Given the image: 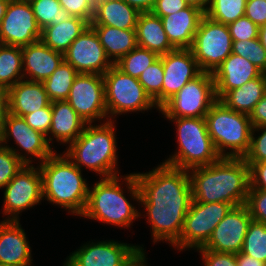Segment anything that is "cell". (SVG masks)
Segmentation results:
<instances>
[{
    "mask_svg": "<svg viewBox=\"0 0 266 266\" xmlns=\"http://www.w3.org/2000/svg\"><path fill=\"white\" fill-rule=\"evenodd\" d=\"M135 176L140 189L139 208L143 210L139 216L145 217L151 227L152 244L167 242L172 247L180 238L192 201L189 172L160 162L151 171L135 172Z\"/></svg>",
    "mask_w": 266,
    "mask_h": 266,
    "instance_id": "cell-1",
    "label": "cell"
},
{
    "mask_svg": "<svg viewBox=\"0 0 266 266\" xmlns=\"http://www.w3.org/2000/svg\"><path fill=\"white\" fill-rule=\"evenodd\" d=\"M93 183L89 186L87 205L80 218L98 221L116 228L131 229L133 222L140 218L141 210L137 208L140 204V189L135 172L99 178ZM125 193L129 197L128 195L126 197Z\"/></svg>",
    "mask_w": 266,
    "mask_h": 266,
    "instance_id": "cell-2",
    "label": "cell"
},
{
    "mask_svg": "<svg viewBox=\"0 0 266 266\" xmlns=\"http://www.w3.org/2000/svg\"><path fill=\"white\" fill-rule=\"evenodd\" d=\"M192 200L244 205L250 188V167L243 157H220L215 163L188 171Z\"/></svg>",
    "mask_w": 266,
    "mask_h": 266,
    "instance_id": "cell-3",
    "label": "cell"
},
{
    "mask_svg": "<svg viewBox=\"0 0 266 266\" xmlns=\"http://www.w3.org/2000/svg\"><path fill=\"white\" fill-rule=\"evenodd\" d=\"M38 166L42 176L43 201L80 217L87 205L90 185L82 170L63 152L57 151Z\"/></svg>",
    "mask_w": 266,
    "mask_h": 266,
    "instance_id": "cell-4",
    "label": "cell"
},
{
    "mask_svg": "<svg viewBox=\"0 0 266 266\" xmlns=\"http://www.w3.org/2000/svg\"><path fill=\"white\" fill-rule=\"evenodd\" d=\"M115 123L109 120L86 124L82 134L65 148L63 154L80 170L87 169L100 178L120 175Z\"/></svg>",
    "mask_w": 266,
    "mask_h": 266,
    "instance_id": "cell-5",
    "label": "cell"
},
{
    "mask_svg": "<svg viewBox=\"0 0 266 266\" xmlns=\"http://www.w3.org/2000/svg\"><path fill=\"white\" fill-rule=\"evenodd\" d=\"M164 119L175 124L178 147L162 163L189 171L215 163L221 157L208 133L205 117H164Z\"/></svg>",
    "mask_w": 266,
    "mask_h": 266,
    "instance_id": "cell-6",
    "label": "cell"
},
{
    "mask_svg": "<svg viewBox=\"0 0 266 266\" xmlns=\"http://www.w3.org/2000/svg\"><path fill=\"white\" fill-rule=\"evenodd\" d=\"M208 133L221 157H244L250 147V116L227 108L217 100L206 116Z\"/></svg>",
    "mask_w": 266,
    "mask_h": 266,
    "instance_id": "cell-7",
    "label": "cell"
},
{
    "mask_svg": "<svg viewBox=\"0 0 266 266\" xmlns=\"http://www.w3.org/2000/svg\"><path fill=\"white\" fill-rule=\"evenodd\" d=\"M105 103L110 121H117L119 115L144 113L159 108L147 94L139 80L125 74L113 64L103 75Z\"/></svg>",
    "mask_w": 266,
    "mask_h": 266,
    "instance_id": "cell-8",
    "label": "cell"
},
{
    "mask_svg": "<svg viewBox=\"0 0 266 266\" xmlns=\"http://www.w3.org/2000/svg\"><path fill=\"white\" fill-rule=\"evenodd\" d=\"M233 207L230 203H204L192 200L180 238L171 248L180 252L202 248L218 223Z\"/></svg>",
    "mask_w": 266,
    "mask_h": 266,
    "instance_id": "cell-9",
    "label": "cell"
},
{
    "mask_svg": "<svg viewBox=\"0 0 266 266\" xmlns=\"http://www.w3.org/2000/svg\"><path fill=\"white\" fill-rule=\"evenodd\" d=\"M217 101L212 73L201 72L160 108L162 117H205Z\"/></svg>",
    "mask_w": 266,
    "mask_h": 266,
    "instance_id": "cell-10",
    "label": "cell"
},
{
    "mask_svg": "<svg viewBox=\"0 0 266 266\" xmlns=\"http://www.w3.org/2000/svg\"><path fill=\"white\" fill-rule=\"evenodd\" d=\"M36 165L25 164L2 189V220L20 221L22 212L42 204V176Z\"/></svg>",
    "mask_w": 266,
    "mask_h": 266,
    "instance_id": "cell-11",
    "label": "cell"
},
{
    "mask_svg": "<svg viewBox=\"0 0 266 266\" xmlns=\"http://www.w3.org/2000/svg\"><path fill=\"white\" fill-rule=\"evenodd\" d=\"M10 140L14 141V145ZM0 145L12 150L24 164H40L56 151L45 135L33 130L23 117L9 112L4 121Z\"/></svg>",
    "mask_w": 266,
    "mask_h": 266,
    "instance_id": "cell-12",
    "label": "cell"
},
{
    "mask_svg": "<svg viewBox=\"0 0 266 266\" xmlns=\"http://www.w3.org/2000/svg\"><path fill=\"white\" fill-rule=\"evenodd\" d=\"M228 26L204 15L190 47L201 71L213 73L232 53Z\"/></svg>",
    "mask_w": 266,
    "mask_h": 266,
    "instance_id": "cell-13",
    "label": "cell"
},
{
    "mask_svg": "<svg viewBox=\"0 0 266 266\" xmlns=\"http://www.w3.org/2000/svg\"><path fill=\"white\" fill-rule=\"evenodd\" d=\"M144 246L118 240H91L67 255L63 266H127Z\"/></svg>",
    "mask_w": 266,
    "mask_h": 266,
    "instance_id": "cell-14",
    "label": "cell"
},
{
    "mask_svg": "<svg viewBox=\"0 0 266 266\" xmlns=\"http://www.w3.org/2000/svg\"><path fill=\"white\" fill-rule=\"evenodd\" d=\"M66 101L87 124L109 121L103 75L78 73Z\"/></svg>",
    "mask_w": 266,
    "mask_h": 266,
    "instance_id": "cell-15",
    "label": "cell"
},
{
    "mask_svg": "<svg viewBox=\"0 0 266 266\" xmlns=\"http://www.w3.org/2000/svg\"><path fill=\"white\" fill-rule=\"evenodd\" d=\"M39 27L28 0H10L0 24V43L23 47L41 39Z\"/></svg>",
    "mask_w": 266,
    "mask_h": 266,
    "instance_id": "cell-16",
    "label": "cell"
},
{
    "mask_svg": "<svg viewBox=\"0 0 266 266\" xmlns=\"http://www.w3.org/2000/svg\"><path fill=\"white\" fill-rule=\"evenodd\" d=\"M64 60L78 73L100 74L113 65L93 27L89 25L64 53Z\"/></svg>",
    "mask_w": 266,
    "mask_h": 266,
    "instance_id": "cell-17",
    "label": "cell"
},
{
    "mask_svg": "<svg viewBox=\"0 0 266 266\" xmlns=\"http://www.w3.org/2000/svg\"><path fill=\"white\" fill-rule=\"evenodd\" d=\"M251 220L245 204L233 207L218 223L207 243L199 249L234 254L241 252Z\"/></svg>",
    "mask_w": 266,
    "mask_h": 266,
    "instance_id": "cell-18",
    "label": "cell"
},
{
    "mask_svg": "<svg viewBox=\"0 0 266 266\" xmlns=\"http://www.w3.org/2000/svg\"><path fill=\"white\" fill-rule=\"evenodd\" d=\"M164 79L162 85V105L175 95L188 81L202 71L190 49H175L161 55Z\"/></svg>",
    "mask_w": 266,
    "mask_h": 266,
    "instance_id": "cell-19",
    "label": "cell"
},
{
    "mask_svg": "<svg viewBox=\"0 0 266 266\" xmlns=\"http://www.w3.org/2000/svg\"><path fill=\"white\" fill-rule=\"evenodd\" d=\"M262 73L249 59L231 53L212 73L217 100Z\"/></svg>",
    "mask_w": 266,
    "mask_h": 266,
    "instance_id": "cell-20",
    "label": "cell"
},
{
    "mask_svg": "<svg viewBox=\"0 0 266 266\" xmlns=\"http://www.w3.org/2000/svg\"><path fill=\"white\" fill-rule=\"evenodd\" d=\"M20 221H0V263L33 266L32 248Z\"/></svg>",
    "mask_w": 266,
    "mask_h": 266,
    "instance_id": "cell-21",
    "label": "cell"
},
{
    "mask_svg": "<svg viewBox=\"0 0 266 266\" xmlns=\"http://www.w3.org/2000/svg\"><path fill=\"white\" fill-rule=\"evenodd\" d=\"M51 111V127L46 139L54 150V142L67 147L82 134L87 123L66 100L51 102Z\"/></svg>",
    "mask_w": 266,
    "mask_h": 266,
    "instance_id": "cell-22",
    "label": "cell"
},
{
    "mask_svg": "<svg viewBox=\"0 0 266 266\" xmlns=\"http://www.w3.org/2000/svg\"><path fill=\"white\" fill-rule=\"evenodd\" d=\"M64 54L54 51L41 40L22 47L25 80L43 82L62 63Z\"/></svg>",
    "mask_w": 266,
    "mask_h": 266,
    "instance_id": "cell-23",
    "label": "cell"
},
{
    "mask_svg": "<svg viewBox=\"0 0 266 266\" xmlns=\"http://www.w3.org/2000/svg\"><path fill=\"white\" fill-rule=\"evenodd\" d=\"M205 13L194 6L160 17L165 33L175 49H190Z\"/></svg>",
    "mask_w": 266,
    "mask_h": 266,
    "instance_id": "cell-24",
    "label": "cell"
},
{
    "mask_svg": "<svg viewBox=\"0 0 266 266\" xmlns=\"http://www.w3.org/2000/svg\"><path fill=\"white\" fill-rule=\"evenodd\" d=\"M9 113L24 117L51 104L42 82L22 79L8 89Z\"/></svg>",
    "mask_w": 266,
    "mask_h": 266,
    "instance_id": "cell-25",
    "label": "cell"
},
{
    "mask_svg": "<svg viewBox=\"0 0 266 266\" xmlns=\"http://www.w3.org/2000/svg\"><path fill=\"white\" fill-rule=\"evenodd\" d=\"M135 30L139 47L155 52L159 56L175 50L167 38L160 17L151 12L139 14Z\"/></svg>",
    "mask_w": 266,
    "mask_h": 266,
    "instance_id": "cell-26",
    "label": "cell"
},
{
    "mask_svg": "<svg viewBox=\"0 0 266 266\" xmlns=\"http://www.w3.org/2000/svg\"><path fill=\"white\" fill-rule=\"evenodd\" d=\"M91 26L113 64L138 46L135 29H119L108 25Z\"/></svg>",
    "mask_w": 266,
    "mask_h": 266,
    "instance_id": "cell-27",
    "label": "cell"
},
{
    "mask_svg": "<svg viewBox=\"0 0 266 266\" xmlns=\"http://www.w3.org/2000/svg\"><path fill=\"white\" fill-rule=\"evenodd\" d=\"M266 94V77L262 73L241 87L228 91L219 101L233 111L250 115Z\"/></svg>",
    "mask_w": 266,
    "mask_h": 266,
    "instance_id": "cell-28",
    "label": "cell"
},
{
    "mask_svg": "<svg viewBox=\"0 0 266 266\" xmlns=\"http://www.w3.org/2000/svg\"><path fill=\"white\" fill-rule=\"evenodd\" d=\"M90 25L87 20L72 16L59 24H50L42 29L41 41L54 51L64 54L72 42Z\"/></svg>",
    "mask_w": 266,
    "mask_h": 266,
    "instance_id": "cell-29",
    "label": "cell"
},
{
    "mask_svg": "<svg viewBox=\"0 0 266 266\" xmlns=\"http://www.w3.org/2000/svg\"><path fill=\"white\" fill-rule=\"evenodd\" d=\"M140 12L124 0H108L92 18L90 25H108L119 29H136Z\"/></svg>",
    "mask_w": 266,
    "mask_h": 266,
    "instance_id": "cell-30",
    "label": "cell"
},
{
    "mask_svg": "<svg viewBox=\"0 0 266 266\" xmlns=\"http://www.w3.org/2000/svg\"><path fill=\"white\" fill-rule=\"evenodd\" d=\"M22 79V47L0 43V86L9 89Z\"/></svg>",
    "mask_w": 266,
    "mask_h": 266,
    "instance_id": "cell-31",
    "label": "cell"
},
{
    "mask_svg": "<svg viewBox=\"0 0 266 266\" xmlns=\"http://www.w3.org/2000/svg\"><path fill=\"white\" fill-rule=\"evenodd\" d=\"M78 72L65 60L42 83L51 102L67 100Z\"/></svg>",
    "mask_w": 266,
    "mask_h": 266,
    "instance_id": "cell-32",
    "label": "cell"
},
{
    "mask_svg": "<svg viewBox=\"0 0 266 266\" xmlns=\"http://www.w3.org/2000/svg\"><path fill=\"white\" fill-rule=\"evenodd\" d=\"M247 0H209L205 15L211 20L228 25L244 16Z\"/></svg>",
    "mask_w": 266,
    "mask_h": 266,
    "instance_id": "cell-33",
    "label": "cell"
},
{
    "mask_svg": "<svg viewBox=\"0 0 266 266\" xmlns=\"http://www.w3.org/2000/svg\"><path fill=\"white\" fill-rule=\"evenodd\" d=\"M32 6L35 20L44 29L50 24H59L72 16L61 7L59 0H28Z\"/></svg>",
    "mask_w": 266,
    "mask_h": 266,
    "instance_id": "cell-34",
    "label": "cell"
},
{
    "mask_svg": "<svg viewBox=\"0 0 266 266\" xmlns=\"http://www.w3.org/2000/svg\"><path fill=\"white\" fill-rule=\"evenodd\" d=\"M159 58L160 56L155 52L137 46L117 61L115 65L125 74L138 79L141 73Z\"/></svg>",
    "mask_w": 266,
    "mask_h": 266,
    "instance_id": "cell-35",
    "label": "cell"
},
{
    "mask_svg": "<svg viewBox=\"0 0 266 266\" xmlns=\"http://www.w3.org/2000/svg\"><path fill=\"white\" fill-rule=\"evenodd\" d=\"M241 252L266 263V224L251 220Z\"/></svg>",
    "mask_w": 266,
    "mask_h": 266,
    "instance_id": "cell-36",
    "label": "cell"
},
{
    "mask_svg": "<svg viewBox=\"0 0 266 266\" xmlns=\"http://www.w3.org/2000/svg\"><path fill=\"white\" fill-rule=\"evenodd\" d=\"M163 76V63L162 59L159 58L152 65L148 66L138 78L139 82L158 108L162 106Z\"/></svg>",
    "mask_w": 266,
    "mask_h": 266,
    "instance_id": "cell-37",
    "label": "cell"
},
{
    "mask_svg": "<svg viewBox=\"0 0 266 266\" xmlns=\"http://www.w3.org/2000/svg\"><path fill=\"white\" fill-rule=\"evenodd\" d=\"M232 53L249 59L252 64L266 73V49L260 43L259 38L233 41Z\"/></svg>",
    "mask_w": 266,
    "mask_h": 266,
    "instance_id": "cell-38",
    "label": "cell"
},
{
    "mask_svg": "<svg viewBox=\"0 0 266 266\" xmlns=\"http://www.w3.org/2000/svg\"><path fill=\"white\" fill-rule=\"evenodd\" d=\"M25 164L12 150L0 145V189L2 190Z\"/></svg>",
    "mask_w": 266,
    "mask_h": 266,
    "instance_id": "cell-39",
    "label": "cell"
},
{
    "mask_svg": "<svg viewBox=\"0 0 266 266\" xmlns=\"http://www.w3.org/2000/svg\"><path fill=\"white\" fill-rule=\"evenodd\" d=\"M243 159L246 163L266 162V125L252 128L250 147Z\"/></svg>",
    "mask_w": 266,
    "mask_h": 266,
    "instance_id": "cell-40",
    "label": "cell"
},
{
    "mask_svg": "<svg viewBox=\"0 0 266 266\" xmlns=\"http://www.w3.org/2000/svg\"><path fill=\"white\" fill-rule=\"evenodd\" d=\"M245 205L252 220L266 224V190L249 189Z\"/></svg>",
    "mask_w": 266,
    "mask_h": 266,
    "instance_id": "cell-41",
    "label": "cell"
},
{
    "mask_svg": "<svg viewBox=\"0 0 266 266\" xmlns=\"http://www.w3.org/2000/svg\"><path fill=\"white\" fill-rule=\"evenodd\" d=\"M232 41L258 38L259 27L245 15L227 25Z\"/></svg>",
    "mask_w": 266,
    "mask_h": 266,
    "instance_id": "cell-42",
    "label": "cell"
},
{
    "mask_svg": "<svg viewBox=\"0 0 266 266\" xmlns=\"http://www.w3.org/2000/svg\"><path fill=\"white\" fill-rule=\"evenodd\" d=\"M23 118L33 130L39 131L47 137L52 120L51 104L25 115Z\"/></svg>",
    "mask_w": 266,
    "mask_h": 266,
    "instance_id": "cell-43",
    "label": "cell"
},
{
    "mask_svg": "<svg viewBox=\"0 0 266 266\" xmlns=\"http://www.w3.org/2000/svg\"><path fill=\"white\" fill-rule=\"evenodd\" d=\"M202 260L203 266H238L236 261V254L215 252L205 249L196 250Z\"/></svg>",
    "mask_w": 266,
    "mask_h": 266,
    "instance_id": "cell-44",
    "label": "cell"
},
{
    "mask_svg": "<svg viewBox=\"0 0 266 266\" xmlns=\"http://www.w3.org/2000/svg\"><path fill=\"white\" fill-rule=\"evenodd\" d=\"M258 27L266 23V1L265 0H247L245 14Z\"/></svg>",
    "mask_w": 266,
    "mask_h": 266,
    "instance_id": "cell-45",
    "label": "cell"
},
{
    "mask_svg": "<svg viewBox=\"0 0 266 266\" xmlns=\"http://www.w3.org/2000/svg\"><path fill=\"white\" fill-rule=\"evenodd\" d=\"M59 2L71 16L80 17L90 23L89 0H59Z\"/></svg>",
    "mask_w": 266,
    "mask_h": 266,
    "instance_id": "cell-46",
    "label": "cell"
},
{
    "mask_svg": "<svg viewBox=\"0 0 266 266\" xmlns=\"http://www.w3.org/2000/svg\"><path fill=\"white\" fill-rule=\"evenodd\" d=\"M188 4L185 0H155L153 9L150 11L158 17L167 16L186 8Z\"/></svg>",
    "mask_w": 266,
    "mask_h": 266,
    "instance_id": "cell-47",
    "label": "cell"
},
{
    "mask_svg": "<svg viewBox=\"0 0 266 266\" xmlns=\"http://www.w3.org/2000/svg\"><path fill=\"white\" fill-rule=\"evenodd\" d=\"M250 167V188L266 190V162L247 163Z\"/></svg>",
    "mask_w": 266,
    "mask_h": 266,
    "instance_id": "cell-48",
    "label": "cell"
},
{
    "mask_svg": "<svg viewBox=\"0 0 266 266\" xmlns=\"http://www.w3.org/2000/svg\"><path fill=\"white\" fill-rule=\"evenodd\" d=\"M252 127L266 125V94L256 104L253 112L249 115Z\"/></svg>",
    "mask_w": 266,
    "mask_h": 266,
    "instance_id": "cell-49",
    "label": "cell"
},
{
    "mask_svg": "<svg viewBox=\"0 0 266 266\" xmlns=\"http://www.w3.org/2000/svg\"><path fill=\"white\" fill-rule=\"evenodd\" d=\"M9 112L8 88L0 86V138L3 131L4 121Z\"/></svg>",
    "mask_w": 266,
    "mask_h": 266,
    "instance_id": "cell-50",
    "label": "cell"
},
{
    "mask_svg": "<svg viewBox=\"0 0 266 266\" xmlns=\"http://www.w3.org/2000/svg\"><path fill=\"white\" fill-rule=\"evenodd\" d=\"M238 266H266L265 262L259 261L250 255L239 252L236 254Z\"/></svg>",
    "mask_w": 266,
    "mask_h": 266,
    "instance_id": "cell-51",
    "label": "cell"
},
{
    "mask_svg": "<svg viewBox=\"0 0 266 266\" xmlns=\"http://www.w3.org/2000/svg\"><path fill=\"white\" fill-rule=\"evenodd\" d=\"M130 6L136 8L140 13L150 12L153 9L155 0H124Z\"/></svg>",
    "mask_w": 266,
    "mask_h": 266,
    "instance_id": "cell-52",
    "label": "cell"
},
{
    "mask_svg": "<svg viewBox=\"0 0 266 266\" xmlns=\"http://www.w3.org/2000/svg\"><path fill=\"white\" fill-rule=\"evenodd\" d=\"M108 0H89L90 4V22L92 18L98 13V11L102 8V6L107 2Z\"/></svg>",
    "mask_w": 266,
    "mask_h": 266,
    "instance_id": "cell-53",
    "label": "cell"
},
{
    "mask_svg": "<svg viewBox=\"0 0 266 266\" xmlns=\"http://www.w3.org/2000/svg\"><path fill=\"white\" fill-rule=\"evenodd\" d=\"M147 252H141L136 258H134L127 266H148ZM150 266V265H149Z\"/></svg>",
    "mask_w": 266,
    "mask_h": 266,
    "instance_id": "cell-54",
    "label": "cell"
},
{
    "mask_svg": "<svg viewBox=\"0 0 266 266\" xmlns=\"http://www.w3.org/2000/svg\"><path fill=\"white\" fill-rule=\"evenodd\" d=\"M185 2L189 6L197 7L198 9L202 10L204 13L206 12L209 5V0H185Z\"/></svg>",
    "mask_w": 266,
    "mask_h": 266,
    "instance_id": "cell-55",
    "label": "cell"
},
{
    "mask_svg": "<svg viewBox=\"0 0 266 266\" xmlns=\"http://www.w3.org/2000/svg\"><path fill=\"white\" fill-rule=\"evenodd\" d=\"M258 38L262 46L266 49V23L259 27Z\"/></svg>",
    "mask_w": 266,
    "mask_h": 266,
    "instance_id": "cell-56",
    "label": "cell"
},
{
    "mask_svg": "<svg viewBox=\"0 0 266 266\" xmlns=\"http://www.w3.org/2000/svg\"><path fill=\"white\" fill-rule=\"evenodd\" d=\"M10 0H0V24L6 13V9Z\"/></svg>",
    "mask_w": 266,
    "mask_h": 266,
    "instance_id": "cell-57",
    "label": "cell"
},
{
    "mask_svg": "<svg viewBox=\"0 0 266 266\" xmlns=\"http://www.w3.org/2000/svg\"><path fill=\"white\" fill-rule=\"evenodd\" d=\"M0 266H24V265H12V264L0 263Z\"/></svg>",
    "mask_w": 266,
    "mask_h": 266,
    "instance_id": "cell-58",
    "label": "cell"
}]
</instances>
